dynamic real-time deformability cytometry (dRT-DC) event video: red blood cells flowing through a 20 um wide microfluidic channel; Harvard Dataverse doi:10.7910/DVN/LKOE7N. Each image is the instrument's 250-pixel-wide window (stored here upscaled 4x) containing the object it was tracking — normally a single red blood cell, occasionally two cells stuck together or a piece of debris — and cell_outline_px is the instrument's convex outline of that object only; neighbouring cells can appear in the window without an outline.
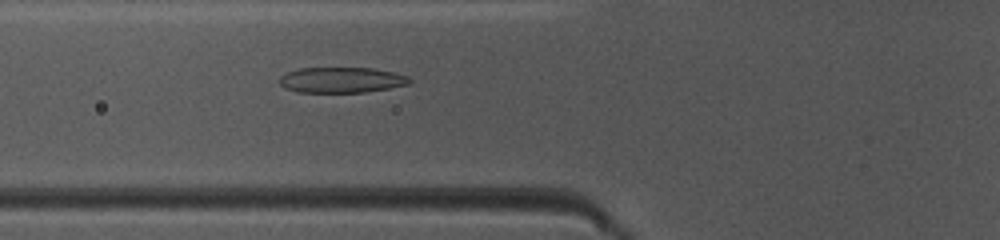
{"species": "common noctule bat (a hibernating species)", "species_latin": "Nyctalus noctula", "temperature_condition": "warm", "stored_images_in_passage": 36, "camera_frame_rate_fps": 3000, "um_per_image_px": 0.085, "animal": {"sex": "female", "body_mass_g": 10.0, "forearm_length_mm": 53.1}, "frame": {"image": 1, "passage_image": 6, "time_ms": 1.667, "image_size_px": [1000, 240], "cell_outline_px": [[412, 80], [408, 84], [388, 88], [364, 92], [296, 92], [284, 88], [280, 84], [280, 76], [288, 72], [300, 68], [372, 68], [396, 72], [408, 76]], "centroid_in_image_um": [29.03, 6.79], "position_along_channel_um": 96.8, "area_um2": 19.36}}
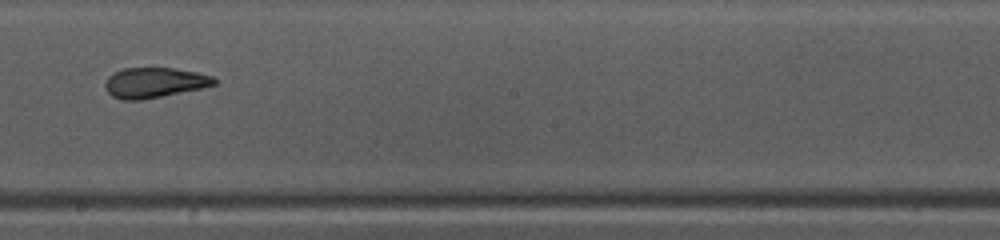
{"frame": {"image": 2, "passage_image": 16, "time_ms": 5.0, "image_size_px": [1000, 240], "cell_outline_px": [[216, 84], [200, 88], [140, 100], [120, 100], [112, 96], [104, 88], [104, 84], [108, 76], [112, 72], [124, 68], [172, 68], [196, 72], [212, 76], [216, 80]], "centroid_in_image_um": [13.06, 7.02], "position_along_channel_um": 235.1, "area_um2": 19.07}}
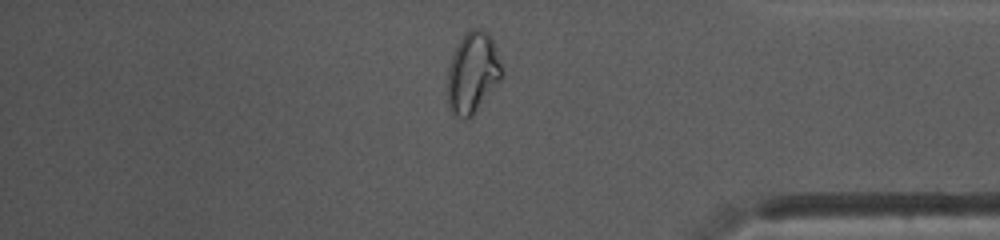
{"frame": {"image": 3, "passage_image": 29, "time_ms": 9.333, "image_size_px": [1000, 240], "cell_outline_px": [[504, 72], [500, 80], [472, 116], [464, 120], [456, 116], [448, 108], [448, 68], [452, 56], [460, 40], [472, 28], [484, 28], [488, 32], [492, 40]], "centroid_in_image_um": [40.18, 6.2], "position_along_channel_um": 395.0, "area_um2": 25.43}, "authors_computed_cell_mechanics": {"area_um2": 19.9988, "velocity_mm_per_s": 4.1186, "shape_relaxation_time_tau1_ms": 7.3858, "shape_relaxation_time_tau2_ms": 0.9451, "deformation_change_tau1": 0.231, "deformation_change_tau2": 0.0826}}